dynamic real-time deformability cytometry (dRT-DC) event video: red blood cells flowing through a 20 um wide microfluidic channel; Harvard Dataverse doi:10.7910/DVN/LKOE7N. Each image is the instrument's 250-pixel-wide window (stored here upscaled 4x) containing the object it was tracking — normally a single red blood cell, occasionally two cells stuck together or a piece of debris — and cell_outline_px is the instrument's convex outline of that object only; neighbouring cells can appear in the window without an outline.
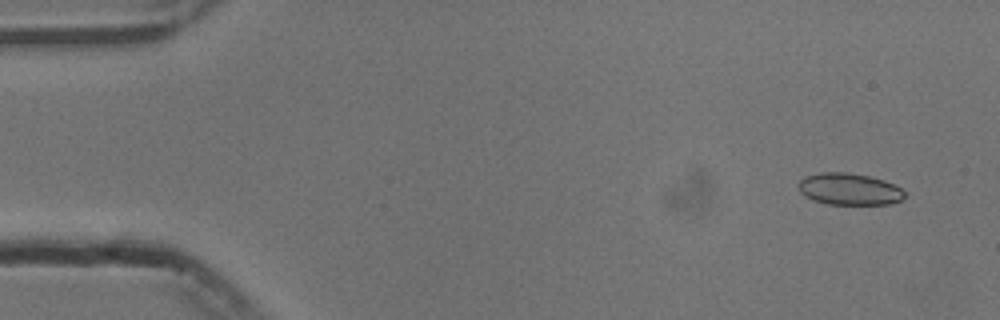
{"species": "common noctule bat (a hibernating species)", "species_latin": "Nyctalus noctula", "temperature_condition": "cold", "stored_images_in_passage": 15, "camera_frame_rate_fps": 3000, "um_per_image_px": 0.085, "animal": {"sex": "male", "body_mass_g": 13.3}, "frame": {"image": 1, "passage_image": 4, "time_ms": 1.0, "image_size_px": [1000, 320], "cell_outline_px": [[904, 196], [900, 200], [888, 204], [828, 204], [812, 200], [804, 196], [800, 192], [800, 180], [804, 176], [820, 172], [844, 172], [868, 176], [884, 180], [900, 188], [904, 192]], "centroid_in_image_um": [72.15, 16.07], "position_along_channel_um": 12.9, "area_um2": 19.48}}